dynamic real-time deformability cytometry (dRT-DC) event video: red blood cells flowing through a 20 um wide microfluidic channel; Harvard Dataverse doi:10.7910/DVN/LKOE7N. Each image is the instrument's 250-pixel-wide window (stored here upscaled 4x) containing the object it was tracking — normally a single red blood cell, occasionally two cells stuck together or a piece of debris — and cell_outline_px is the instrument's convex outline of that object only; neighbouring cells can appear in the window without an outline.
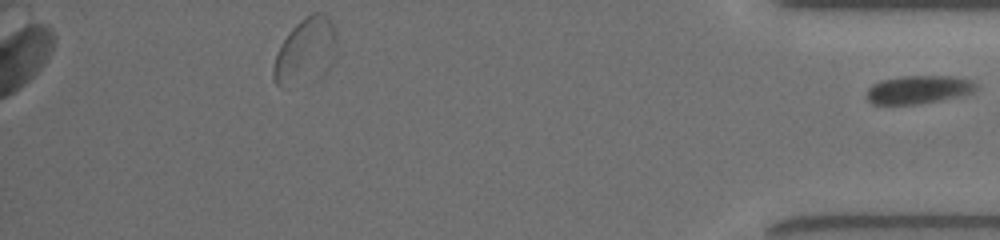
{"species": "common noctule bat (a hibernating species)", "species_latin": "Nyctalus noctula", "temperature_condition": "room temperature", "stored_images_in_passage": 33, "segment_of_instrument_passage": [2, 2], "camera_frame_rate_fps": 3000, "um_per_image_px": 0.085, "animal": {"sex": "female", "body_mass_g": 19.5, "forearm_length_mm": 54.1}, "frame": {"image": 1, "passage_image": 33, "time_ms": 10.667, "image_size_px": [1000, 240], "cell_outline_px": [[976, 92], [964, 96], [920, 104], [872, 104], [864, 96], [868, 88], [872, 84], [880, 80], [900, 76], [952, 76], [972, 80], [976, 84]], "centroid_in_image_um": [78.08, 7.62], "position_along_channel_um": 357.1, "area_um2": 18.44}}